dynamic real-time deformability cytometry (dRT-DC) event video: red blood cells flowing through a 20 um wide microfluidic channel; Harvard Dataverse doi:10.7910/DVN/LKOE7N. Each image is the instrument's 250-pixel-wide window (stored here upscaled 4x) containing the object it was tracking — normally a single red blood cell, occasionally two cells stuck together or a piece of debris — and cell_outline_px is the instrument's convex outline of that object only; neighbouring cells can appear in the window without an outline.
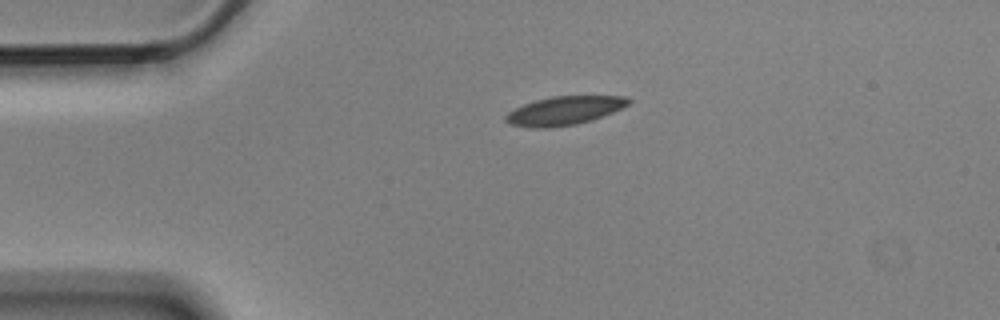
{"species": "Egyptian fruit bat (a non-hibernating species)", "species_latin": "Rousettus aegyptiacus", "temperature_condition": "cold", "stored_images_in_passage": 2, "camera_frame_rate_fps": 3000, "um_per_image_px": 0.085, "animal": {"sex": "male"}, "frame": {"image": 1, "passage_image": 1, "time_ms": 0.0, "image_size_px": [1000, 320], "cell_outline_px": [[632, 100], [628, 104], [612, 112], [592, 120], [576, 124], [552, 128], [528, 128], [508, 124], [504, 120], [504, 116], [508, 112], [524, 104], [536, 100], [552, 96], [628, 96]], "centroid_in_image_um": [47.92, 9.42], "position_along_channel_um": 37.1, "area_um2": 20.58}}